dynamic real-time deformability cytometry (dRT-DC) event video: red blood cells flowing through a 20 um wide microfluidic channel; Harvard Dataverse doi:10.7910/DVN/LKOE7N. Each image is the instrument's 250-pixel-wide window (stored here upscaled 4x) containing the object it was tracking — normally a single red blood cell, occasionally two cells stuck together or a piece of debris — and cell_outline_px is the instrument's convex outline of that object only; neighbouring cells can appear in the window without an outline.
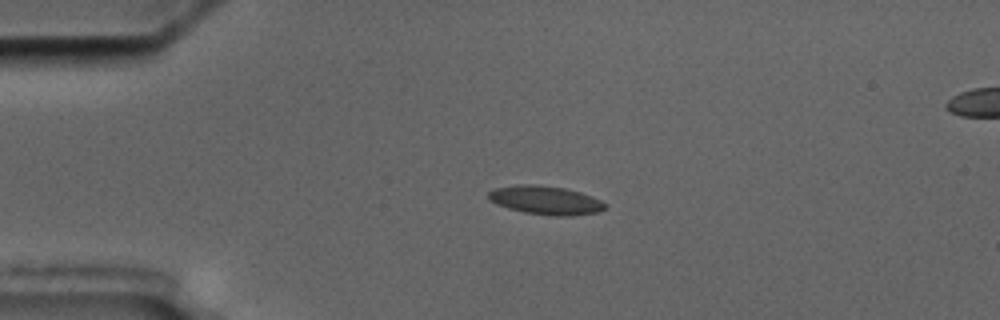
{"species": "common noctule bat (a hibernating species)", "species_latin": "Nyctalus noctula", "temperature_condition": "cold", "stored_images_in_passage": 4, "camera_frame_rate_fps": 3000, "um_per_image_px": 0.085, "animal": {"sex": "male", "body_mass_g": 17.5, "forearm_length_mm": 52.3}, "frame": {"image": 1, "passage_image": 3, "time_ms": 2.0, "image_size_px": [1000, 320], "cell_outline_px": [[608, 204], [600, 212], [572, 216], [556, 216], [524, 212], [508, 208], [496, 204], [488, 200], [488, 192], [496, 188], [520, 184], [540, 184], [564, 188], [580, 192], [592, 196]], "centroid_in_image_um": [46.39, 17.02], "position_along_channel_um": 38.6, "area_um2": 19.59}}